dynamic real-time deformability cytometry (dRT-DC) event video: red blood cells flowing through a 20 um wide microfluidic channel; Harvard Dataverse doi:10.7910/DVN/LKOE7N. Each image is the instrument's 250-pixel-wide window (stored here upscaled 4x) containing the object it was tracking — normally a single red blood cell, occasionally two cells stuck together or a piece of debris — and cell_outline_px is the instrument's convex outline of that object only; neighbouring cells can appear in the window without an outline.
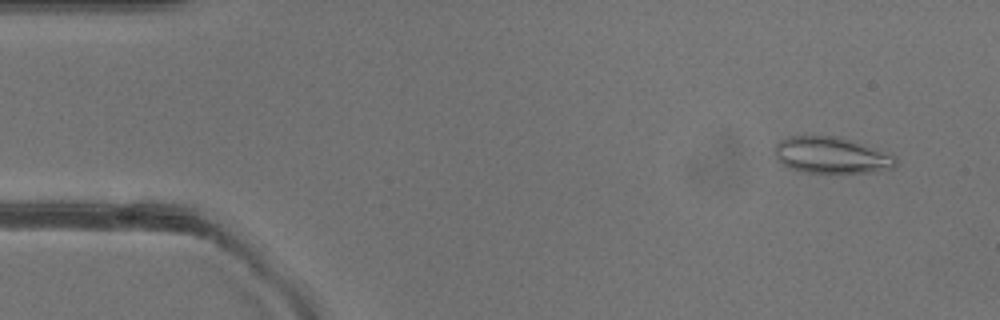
{"species": "common noctule bat (a hibernating species)", "species_latin": "Nyctalus noctula", "temperature_condition": "warm", "stored_images_in_passage": 50, "camera_frame_rate_fps": 3000, "um_per_image_px": 0.085, "animal": {"sex": "female"}, "frame": {"image": 1, "passage_image": 4, "time_ms": 1.0, "image_size_px": [1000, 320], "cell_outline_px": [[896, 164], [892, 168], [872, 172], [800, 172], [788, 168], [776, 156], [776, 144], [780, 140], [788, 136], [836, 136], [896, 156]], "centroid_in_image_um": [70.63, 13.2], "position_along_channel_um": 14.4, "area_um2": 25.09}}
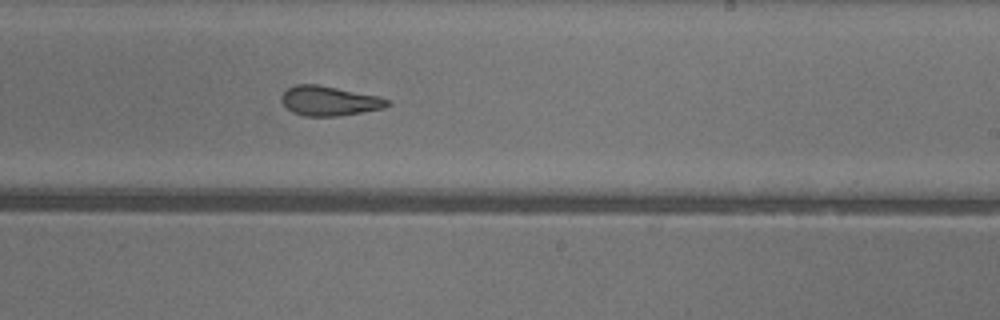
{"frame": {"image": 2, "passage_image": 30, "time_ms": 9.667, "image_size_px": [1000, 320], "cell_outline_px": [[392, 104], [384, 108], [336, 116], [304, 116], [292, 112], [280, 100], [280, 96], [288, 88], [296, 84], [320, 84], [380, 96], [392, 100]], "centroid_in_image_um": [28.02, 8.56], "position_along_channel_um": 261.0, "area_um2": 18.5}}
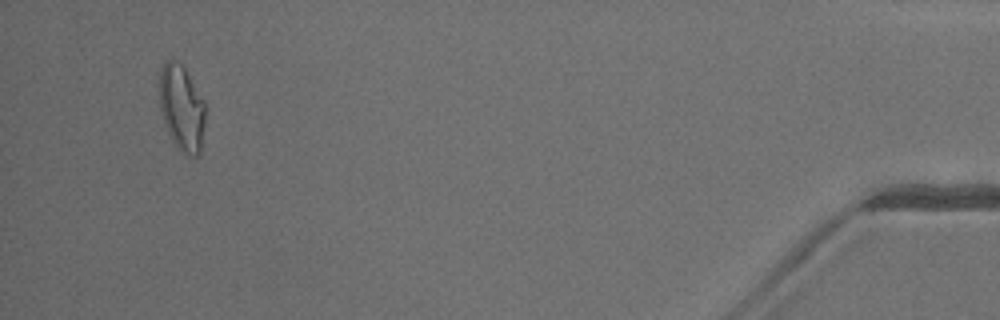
{"frame": {"image": 3, "passage_image": 48, "time_ms": 15.667, "image_size_px": [1000, 320], "cell_outline_px": [[204, 124], [200, 156], [188, 156], [176, 144], [164, 124], [160, 108], [160, 68], [164, 60], [172, 60], [180, 64], [184, 68], [204, 100]], "centroid_in_image_um": [15.44, 9.16], "position_along_channel_um": 419.8, "area_um2": 22.6}, "authors_computed_cell_mechanics": {"area_um2": 20.2011, "velocity_mm_per_s": 4.0764, "shape_relaxation_time_tau1_ms": null, "shape_relaxation_time_tau2_ms": 2.4421, "deformation_change_tau1": null, "deformation_change_tau2": 0.1067}}